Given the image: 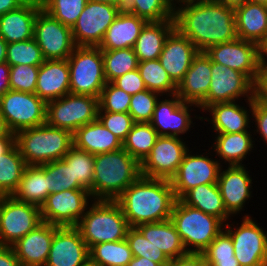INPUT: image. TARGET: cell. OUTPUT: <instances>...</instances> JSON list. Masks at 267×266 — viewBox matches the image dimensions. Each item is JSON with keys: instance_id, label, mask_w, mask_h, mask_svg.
<instances>
[{"instance_id": "cell-49", "label": "cell", "mask_w": 267, "mask_h": 266, "mask_svg": "<svg viewBox=\"0 0 267 266\" xmlns=\"http://www.w3.org/2000/svg\"><path fill=\"white\" fill-rule=\"evenodd\" d=\"M160 94L148 89L132 95L128 113L134 122H150Z\"/></svg>"}, {"instance_id": "cell-41", "label": "cell", "mask_w": 267, "mask_h": 266, "mask_svg": "<svg viewBox=\"0 0 267 266\" xmlns=\"http://www.w3.org/2000/svg\"><path fill=\"white\" fill-rule=\"evenodd\" d=\"M102 56L106 82H113L138 67L139 61L134 48L102 50Z\"/></svg>"}, {"instance_id": "cell-46", "label": "cell", "mask_w": 267, "mask_h": 266, "mask_svg": "<svg viewBox=\"0 0 267 266\" xmlns=\"http://www.w3.org/2000/svg\"><path fill=\"white\" fill-rule=\"evenodd\" d=\"M6 62L10 66L20 64L40 66L44 58L36 40L31 38L26 41L7 43Z\"/></svg>"}, {"instance_id": "cell-12", "label": "cell", "mask_w": 267, "mask_h": 266, "mask_svg": "<svg viewBox=\"0 0 267 266\" xmlns=\"http://www.w3.org/2000/svg\"><path fill=\"white\" fill-rule=\"evenodd\" d=\"M241 222L239 227L224 224L232 238L235 258L240 266H267V231L247 214Z\"/></svg>"}, {"instance_id": "cell-65", "label": "cell", "mask_w": 267, "mask_h": 266, "mask_svg": "<svg viewBox=\"0 0 267 266\" xmlns=\"http://www.w3.org/2000/svg\"><path fill=\"white\" fill-rule=\"evenodd\" d=\"M128 0H112V5H117L121 9H124L127 5Z\"/></svg>"}, {"instance_id": "cell-48", "label": "cell", "mask_w": 267, "mask_h": 266, "mask_svg": "<svg viewBox=\"0 0 267 266\" xmlns=\"http://www.w3.org/2000/svg\"><path fill=\"white\" fill-rule=\"evenodd\" d=\"M132 95L107 82L99 96V110L113 113H127Z\"/></svg>"}, {"instance_id": "cell-42", "label": "cell", "mask_w": 267, "mask_h": 266, "mask_svg": "<svg viewBox=\"0 0 267 266\" xmlns=\"http://www.w3.org/2000/svg\"><path fill=\"white\" fill-rule=\"evenodd\" d=\"M123 10L147 22L174 19L173 0H128Z\"/></svg>"}, {"instance_id": "cell-58", "label": "cell", "mask_w": 267, "mask_h": 266, "mask_svg": "<svg viewBox=\"0 0 267 266\" xmlns=\"http://www.w3.org/2000/svg\"><path fill=\"white\" fill-rule=\"evenodd\" d=\"M27 0H0V15L18 9Z\"/></svg>"}, {"instance_id": "cell-24", "label": "cell", "mask_w": 267, "mask_h": 266, "mask_svg": "<svg viewBox=\"0 0 267 266\" xmlns=\"http://www.w3.org/2000/svg\"><path fill=\"white\" fill-rule=\"evenodd\" d=\"M210 82L211 58L205 52L199 51L178 84L176 95L183 102L199 106L207 98Z\"/></svg>"}, {"instance_id": "cell-64", "label": "cell", "mask_w": 267, "mask_h": 266, "mask_svg": "<svg viewBox=\"0 0 267 266\" xmlns=\"http://www.w3.org/2000/svg\"><path fill=\"white\" fill-rule=\"evenodd\" d=\"M260 63H266L267 64V38L260 45Z\"/></svg>"}, {"instance_id": "cell-30", "label": "cell", "mask_w": 267, "mask_h": 266, "mask_svg": "<svg viewBox=\"0 0 267 266\" xmlns=\"http://www.w3.org/2000/svg\"><path fill=\"white\" fill-rule=\"evenodd\" d=\"M234 11L238 38L260 46L267 38V6L248 1Z\"/></svg>"}, {"instance_id": "cell-9", "label": "cell", "mask_w": 267, "mask_h": 266, "mask_svg": "<svg viewBox=\"0 0 267 266\" xmlns=\"http://www.w3.org/2000/svg\"><path fill=\"white\" fill-rule=\"evenodd\" d=\"M47 103L35 93L8 90L0 97V114L11 133L46 123Z\"/></svg>"}, {"instance_id": "cell-43", "label": "cell", "mask_w": 267, "mask_h": 266, "mask_svg": "<svg viewBox=\"0 0 267 266\" xmlns=\"http://www.w3.org/2000/svg\"><path fill=\"white\" fill-rule=\"evenodd\" d=\"M209 266H240L234 256V246L230 234L223 229L202 252Z\"/></svg>"}, {"instance_id": "cell-28", "label": "cell", "mask_w": 267, "mask_h": 266, "mask_svg": "<svg viewBox=\"0 0 267 266\" xmlns=\"http://www.w3.org/2000/svg\"><path fill=\"white\" fill-rule=\"evenodd\" d=\"M146 22L145 19L122 9L108 27L98 47L101 50L133 48Z\"/></svg>"}, {"instance_id": "cell-32", "label": "cell", "mask_w": 267, "mask_h": 266, "mask_svg": "<svg viewBox=\"0 0 267 266\" xmlns=\"http://www.w3.org/2000/svg\"><path fill=\"white\" fill-rule=\"evenodd\" d=\"M136 228L171 261L187 254L173 222L169 219L157 223H143Z\"/></svg>"}, {"instance_id": "cell-45", "label": "cell", "mask_w": 267, "mask_h": 266, "mask_svg": "<svg viewBox=\"0 0 267 266\" xmlns=\"http://www.w3.org/2000/svg\"><path fill=\"white\" fill-rule=\"evenodd\" d=\"M88 0H40L42 9L67 27H72Z\"/></svg>"}, {"instance_id": "cell-50", "label": "cell", "mask_w": 267, "mask_h": 266, "mask_svg": "<svg viewBox=\"0 0 267 266\" xmlns=\"http://www.w3.org/2000/svg\"><path fill=\"white\" fill-rule=\"evenodd\" d=\"M39 66L15 65L10 66V88L14 91L35 93Z\"/></svg>"}, {"instance_id": "cell-15", "label": "cell", "mask_w": 267, "mask_h": 266, "mask_svg": "<svg viewBox=\"0 0 267 266\" xmlns=\"http://www.w3.org/2000/svg\"><path fill=\"white\" fill-rule=\"evenodd\" d=\"M93 199L87 190L50 193L40 207L42 222L59 227L77 226Z\"/></svg>"}, {"instance_id": "cell-8", "label": "cell", "mask_w": 267, "mask_h": 266, "mask_svg": "<svg viewBox=\"0 0 267 266\" xmlns=\"http://www.w3.org/2000/svg\"><path fill=\"white\" fill-rule=\"evenodd\" d=\"M98 110L99 98L70 93L47 102L46 123L74 133L83 125L97 120Z\"/></svg>"}, {"instance_id": "cell-17", "label": "cell", "mask_w": 267, "mask_h": 266, "mask_svg": "<svg viewBox=\"0 0 267 266\" xmlns=\"http://www.w3.org/2000/svg\"><path fill=\"white\" fill-rule=\"evenodd\" d=\"M121 10L117 5L88 0L77 22L72 27L73 40L76 46H99L108 27Z\"/></svg>"}, {"instance_id": "cell-1", "label": "cell", "mask_w": 267, "mask_h": 266, "mask_svg": "<svg viewBox=\"0 0 267 266\" xmlns=\"http://www.w3.org/2000/svg\"><path fill=\"white\" fill-rule=\"evenodd\" d=\"M174 19L175 27L200 52L238 38L234 8L214 0L175 1Z\"/></svg>"}, {"instance_id": "cell-62", "label": "cell", "mask_w": 267, "mask_h": 266, "mask_svg": "<svg viewBox=\"0 0 267 266\" xmlns=\"http://www.w3.org/2000/svg\"><path fill=\"white\" fill-rule=\"evenodd\" d=\"M214 1L221 3L227 7H231V8L235 9L239 6H242L243 4L248 2L249 0H214Z\"/></svg>"}, {"instance_id": "cell-11", "label": "cell", "mask_w": 267, "mask_h": 266, "mask_svg": "<svg viewBox=\"0 0 267 266\" xmlns=\"http://www.w3.org/2000/svg\"><path fill=\"white\" fill-rule=\"evenodd\" d=\"M256 85L243 73L211 60V82L207 98L199 105L203 111L215 103L254 99Z\"/></svg>"}, {"instance_id": "cell-10", "label": "cell", "mask_w": 267, "mask_h": 266, "mask_svg": "<svg viewBox=\"0 0 267 266\" xmlns=\"http://www.w3.org/2000/svg\"><path fill=\"white\" fill-rule=\"evenodd\" d=\"M42 223L40 207L0 196V245L12 246Z\"/></svg>"}, {"instance_id": "cell-23", "label": "cell", "mask_w": 267, "mask_h": 266, "mask_svg": "<svg viewBox=\"0 0 267 266\" xmlns=\"http://www.w3.org/2000/svg\"><path fill=\"white\" fill-rule=\"evenodd\" d=\"M245 102H247L249 109L245 106H240L236 101L215 103L204 110V112L210 113L211 119L203 116H198L196 119L209 121L212 124L211 129H214L216 134L250 131L252 99Z\"/></svg>"}, {"instance_id": "cell-61", "label": "cell", "mask_w": 267, "mask_h": 266, "mask_svg": "<svg viewBox=\"0 0 267 266\" xmlns=\"http://www.w3.org/2000/svg\"><path fill=\"white\" fill-rule=\"evenodd\" d=\"M0 138H15V134L9 131L5 123V120L1 114H0Z\"/></svg>"}, {"instance_id": "cell-35", "label": "cell", "mask_w": 267, "mask_h": 266, "mask_svg": "<svg viewBox=\"0 0 267 266\" xmlns=\"http://www.w3.org/2000/svg\"><path fill=\"white\" fill-rule=\"evenodd\" d=\"M14 198L41 207L49 196L45 170L40 165H27Z\"/></svg>"}, {"instance_id": "cell-19", "label": "cell", "mask_w": 267, "mask_h": 266, "mask_svg": "<svg viewBox=\"0 0 267 266\" xmlns=\"http://www.w3.org/2000/svg\"><path fill=\"white\" fill-rule=\"evenodd\" d=\"M162 99L159 98L157 101L149 123L159 136L181 137L194 126L190 114L191 110L193 111L191 107L199 108V106L183 102L176 94L166 96L165 99L162 97Z\"/></svg>"}, {"instance_id": "cell-57", "label": "cell", "mask_w": 267, "mask_h": 266, "mask_svg": "<svg viewBox=\"0 0 267 266\" xmlns=\"http://www.w3.org/2000/svg\"><path fill=\"white\" fill-rule=\"evenodd\" d=\"M9 77L10 65L7 62L0 63V97L11 90Z\"/></svg>"}, {"instance_id": "cell-13", "label": "cell", "mask_w": 267, "mask_h": 266, "mask_svg": "<svg viewBox=\"0 0 267 266\" xmlns=\"http://www.w3.org/2000/svg\"><path fill=\"white\" fill-rule=\"evenodd\" d=\"M34 39L44 60H65L76 47L72 29L49 15L42 8L34 23Z\"/></svg>"}, {"instance_id": "cell-36", "label": "cell", "mask_w": 267, "mask_h": 266, "mask_svg": "<svg viewBox=\"0 0 267 266\" xmlns=\"http://www.w3.org/2000/svg\"><path fill=\"white\" fill-rule=\"evenodd\" d=\"M26 166L16 144L8 152L0 155V196L14 193Z\"/></svg>"}, {"instance_id": "cell-53", "label": "cell", "mask_w": 267, "mask_h": 266, "mask_svg": "<svg viewBox=\"0 0 267 266\" xmlns=\"http://www.w3.org/2000/svg\"><path fill=\"white\" fill-rule=\"evenodd\" d=\"M112 83L130 95H134L147 89L138 69L125 73L116 78Z\"/></svg>"}, {"instance_id": "cell-52", "label": "cell", "mask_w": 267, "mask_h": 266, "mask_svg": "<svg viewBox=\"0 0 267 266\" xmlns=\"http://www.w3.org/2000/svg\"><path fill=\"white\" fill-rule=\"evenodd\" d=\"M252 118L256 123V129L253 130L254 134H260L261 139L267 143V102L258 98L257 96L252 99ZM256 131V133H255Z\"/></svg>"}, {"instance_id": "cell-56", "label": "cell", "mask_w": 267, "mask_h": 266, "mask_svg": "<svg viewBox=\"0 0 267 266\" xmlns=\"http://www.w3.org/2000/svg\"><path fill=\"white\" fill-rule=\"evenodd\" d=\"M256 96L267 102V64L261 63L260 77L256 84Z\"/></svg>"}, {"instance_id": "cell-7", "label": "cell", "mask_w": 267, "mask_h": 266, "mask_svg": "<svg viewBox=\"0 0 267 266\" xmlns=\"http://www.w3.org/2000/svg\"><path fill=\"white\" fill-rule=\"evenodd\" d=\"M67 61L70 93L99 98L107 83L102 50L98 46H76Z\"/></svg>"}, {"instance_id": "cell-26", "label": "cell", "mask_w": 267, "mask_h": 266, "mask_svg": "<svg viewBox=\"0 0 267 266\" xmlns=\"http://www.w3.org/2000/svg\"><path fill=\"white\" fill-rule=\"evenodd\" d=\"M41 8L40 0H27L18 9L0 15V37L7 43L34 38V23Z\"/></svg>"}, {"instance_id": "cell-60", "label": "cell", "mask_w": 267, "mask_h": 266, "mask_svg": "<svg viewBox=\"0 0 267 266\" xmlns=\"http://www.w3.org/2000/svg\"><path fill=\"white\" fill-rule=\"evenodd\" d=\"M15 145V138H0V155L8 152Z\"/></svg>"}, {"instance_id": "cell-67", "label": "cell", "mask_w": 267, "mask_h": 266, "mask_svg": "<svg viewBox=\"0 0 267 266\" xmlns=\"http://www.w3.org/2000/svg\"><path fill=\"white\" fill-rule=\"evenodd\" d=\"M90 1L100 2V3H103V4H111L112 5V0H90Z\"/></svg>"}, {"instance_id": "cell-3", "label": "cell", "mask_w": 267, "mask_h": 266, "mask_svg": "<svg viewBox=\"0 0 267 266\" xmlns=\"http://www.w3.org/2000/svg\"><path fill=\"white\" fill-rule=\"evenodd\" d=\"M141 176V164L126 150L94 155L93 200H116Z\"/></svg>"}, {"instance_id": "cell-14", "label": "cell", "mask_w": 267, "mask_h": 266, "mask_svg": "<svg viewBox=\"0 0 267 266\" xmlns=\"http://www.w3.org/2000/svg\"><path fill=\"white\" fill-rule=\"evenodd\" d=\"M213 62L245 74L255 85L260 77V46L254 42L235 39L211 46L205 51Z\"/></svg>"}, {"instance_id": "cell-33", "label": "cell", "mask_w": 267, "mask_h": 266, "mask_svg": "<svg viewBox=\"0 0 267 266\" xmlns=\"http://www.w3.org/2000/svg\"><path fill=\"white\" fill-rule=\"evenodd\" d=\"M250 131L240 133L216 134L211 151L213 150L227 166H245L243 160L253 150L255 141ZM254 143V144H253ZM214 147V148H212Z\"/></svg>"}, {"instance_id": "cell-38", "label": "cell", "mask_w": 267, "mask_h": 266, "mask_svg": "<svg viewBox=\"0 0 267 266\" xmlns=\"http://www.w3.org/2000/svg\"><path fill=\"white\" fill-rule=\"evenodd\" d=\"M158 137L157 131L149 122H135L123 142V149L141 164L150 154Z\"/></svg>"}, {"instance_id": "cell-34", "label": "cell", "mask_w": 267, "mask_h": 266, "mask_svg": "<svg viewBox=\"0 0 267 266\" xmlns=\"http://www.w3.org/2000/svg\"><path fill=\"white\" fill-rule=\"evenodd\" d=\"M180 200L188 206L213 215L226 224L231 218L227 212L218 184L199 185L187 191Z\"/></svg>"}, {"instance_id": "cell-55", "label": "cell", "mask_w": 267, "mask_h": 266, "mask_svg": "<svg viewBox=\"0 0 267 266\" xmlns=\"http://www.w3.org/2000/svg\"><path fill=\"white\" fill-rule=\"evenodd\" d=\"M0 266H22L12 246L0 245Z\"/></svg>"}, {"instance_id": "cell-44", "label": "cell", "mask_w": 267, "mask_h": 266, "mask_svg": "<svg viewBox=\"0 0 267 266\" xmlns=\"http://www.w3.org/2000/svg\"><path fill=\"white\" fill-rule=\"evenodd\" d=\"M40 166L45 170L49 194L70 189L85 190L77 182H73L72 169L62 159Z\"/></svg>"}, {"instance_id": "cell-4", "label": "cell", "mask_w": 267, "mask_h": 266, "mask_svg": "<svg viewBox=\"0 0 267 266\" xmlns=\"http://www.w3.org/2000/svg\"><path fill=\"white\" fill-rule=\"evenodd\" d=\"M15 144L26 165H42L65 156L73 146V133L45 123L17 132Z\"/></svg>"}, {"instance_id": "cell-51", "label": "cell", "mask_w": 267, "mask_h": 266, "mask_svg": "<svg viewBox=\"0 0 267 266\" xmlns=\"http://www.w3.org/2000/svg\"><path fill=\"white\" fill-rule=\"evenodd\" d=\"M97 119L105 128L110 130L122 142L126 140L128 133L135 123L128 112L113 113L107 111H98Z\"/></svg>"}, {"instance_id": "cell-59", "label": "cell", "mask_w": 267, "mask_h": 266, "mask_svg": "<svg viewBox=\"0 0 267 266\" xmlns=\"http://www.w3.org/2000/svg\"><path fill=\"white\" fill-rule=\"evenodd\" d=\"M127 266H160L158 263L145 257H134Z\"/></svg>"}, {"instance_id": "cell-16", "label": "cell", "mask_w": 267, "mask_h": 266, "mask_svg": "<svg viewBox=\"0 0 267 266\" xmlns=\"http://www.w3.org/2000/svg\"><path fill=\"white\" fill-rule=\"evenodd\" d=\"M191 152L188 150L185 153L176 174L170 179L176 199H180L187 191L199 185L216 184L223 168L220 159L217 161L216 157L213 159L207 154L205 156Z\"/></svg>"}, {"instance_id": "cell-39", "label": "cell", "mask_w": 267, "mask_h": 266, "mask_svg": "<svg viewBox=\"0 0 267 266\" xmlns=\"http://www.w3.org/2000/svg\"><path fill=\"white\" fill-rule=\"evenodd\" d=\"M146 88L161 96L176 94L177 85L162 67L158 59L138 62L137 67Z\"/></svg>"}, {"instance_id": "cell-66", "label": "cell", "mask_w": 267, "mask_h": 266, "mask_svg": "<svg viewBox=\"0 0 267 266\" xmlns=\"http://www.w3.org/2000/svg\"><path fill=\"white\" fill-rule=\"evenodd\" d=\"M249 1L267 6V0H249Z\"/></svg>"}, {"instance_id": "cell-37", "label": "cell", "mask_w": 267, "mask_h": 266, "mask_svg": "<svg viewBox=\"0 0 267 266\" xmlns=\"http://www.w3.org/2000/svg\"><path fill=\"white\" fill-rule=\"evenodd\" d=\"M133 255L126 239L103 242L89 249V260L99 266H127Z\"/></svg>"}, {"instance_id": "cell-63", "label": "cell", "mask_w": 267, "mask_h": 266, "mask_svg": "<svg viewBox=\"0 0 267 266\" xmlns=\"http://www.w3.org/2000/svg\"><path fill=\"white\" fill-rule=\"evenodd\" d=\"M7 57V42L0 37V63L6 62Z\"/></svg>"}, {"instance_id": "cell-22", "label": "cell", "mask_w": 267, "mask_h": 266, "mask_svg": "<svg viewBox=\"0 0 267 266\" xmlns=\"http://www.w3.org/2000/svg\"><path fill=\"white\" fill-rule=\"evenodd\" d=\"M221 168L217 181L225 208L233 217L243 211L245 203L252 196V178L244 166Z\"/></svg>"}, {"instance_id": "cell-29", "label": "cell", "mask_w": 267, "mask_h": 266, "mask_svg": "<svg viewBox=\"0 0 267 266\" xmlns=\"http://www.w3.org/2000/svg\"><path fill=\"white\" fill-rule=\"evenodd\" d=\"M73 146L93 155L123 148V142L97 119L73 133Z\"/></svg>"}, {"instance_id": "cell-25", "label": "cell", "mask_w": 267, "mask_h": 266, "mask_svg": "<svg viewBox=\"0 0 267 266\" xmlns=\"http://www.w3.org/2000/svg\"><path fill=\"white\" fill-rule=\"evenodd\" d=\"M58 227L42 222L12 245L22 266H45L51 242Z\"/></svg>"}, {"instance_id": "cell-18", "label": "cell", "mask_w": 267, "mask_h": 266, "mask_svg": "<svg viewBox=\"0 0 267 266\" xmlns=\"http://www.w3.org/2000/svg\"><path fill=\"white\" fill-rule=\"evenodd\" d=\"M181 138L159 136L150 154L141 163V176L170 180L189 150L188 144Z\"/></svg>"}, {"instance_id": "cell-2", "label": "cell", "mask_w": 267, "mask_h": 266, "mask_svg": "<svg viewBox=\"0 0 267 266\" xmlns=\"http://www.w3.org/2000/svg\"><path fill=\"white\" fill-rule=\"evenodd\" d=\"M116 201L129 227L169 220L176 201L170 180L140 176Z\"/></svg>"}, {"instance_id": "cell-47", "label": "cell", "mask_w": 267, "mask_h": 266, "mask_svg": "<svg viewBox=\"0 0 267 266\" xmlns=\"http://www.w3.org/2000/svg\"><path fill=\"white\" fill-rule=\"evenodd\" d=\"M126 240L128 241L134 257H145L158 263L160 266H168L170 260L161 249L155 247L136 227H129Z\"/></svg>"}, {"instance_id": "cell-40", "label": "cell", "mask_w": 267, "mask_h": 266, "mask_svg": "<svg viewBox=\"0 0 267 266\" xmlns=\"http://www.w3.org/2000/svg\"><path fill=\"white\" fill-rule=\"evenodd\" d=\"M62 160L71 167L73 182L89 191L93 199L94 155L72 146Z\"/></svg>"}, {"instance_id": "cell-27", "label": "cell", "mask_w": 267, "mask_h": 266, "mask_svg": "<svg viewBox=\"0 0 267 266\" xmlns=\"http://www.w3.org/2000/svg\"><path fill=\"white\" fill-rule=\"evenodd\" d=\"M35 94L46 103L70 94V69L67 59L44 60L39 66Z\"/></svg>"}, {"instance_id": "cell-68", "label": "cell", "mask_w": 267, "mask_h": 266, "mask_svg": "<svg viewBox=\"0 0 267 266\" xmlns=\"http://www.w3.org/2000/svg\"><path fill=\"white\" fill-rule=\"evenodd\" d=\"M82 266H99L98 264L92 263L90 260H88L84 265Z\"/></svg>"}, {"instance_id": "cell-54", "label": "cell", "mask_w": 267, "mask_h": 266, "mask_svg": "<svg viewBox=\"0 0 267 266\" xmlns=\"http://www.w3.org/2000/svg\"><path fill=\"white\" fill-rule=\"evenodd\" d=\"M168 266H208L202 253H187L170 261Z\"/></svg>"}, {"instance_id": "cell-6", "label": "cell", "mask_w": 267, "mask_h": 266, "mask_svg": "<svg viewBox=\"0 0 267 266\" xmlns=\"http://www.w3.org/2000/svg\"><path fill=\"white\" fill-rule=\"evenodd\" d=\"M170 220L179 233L187 253H202L224 229L217 217L176 199Z\"/></svg>"}, {"instance_id": "cell-5", "label": "cell", "mask_w": 267, "mask_h": 266, "mask_svg": "<svg viewBox=\"0 0 267 266\" xmlns=\"http://www.w3.org/2000/svg\"><path fill=\"white\" fill-rule=\"evenodd\" d=\"M76 226L88 249L103 242L126 239L129 228L116 200H93Z\"/></svg>"}, {"instance_id": "cell-31", "label": "cell", "mask_w": 267, "mask_h": 266, "mask_svg": "<svg viewBox=\"0 0 267 266\" xmlns=\"http://www.w3.org/2000/svg\"><path fill=\"white\" fill-rule=\"evenodd\" d=\"M174 28L175 19L146 22L133 47L138 61L158 59L167 36Z\"/></svg>"}, {"instance_id": "cell-21", "label": "cell", "mask_w": 267, "mask_h": 266, "mask_svg": "<svg viewBox=\"0 0 267 266\" xmlns=\"http://www.w3.org/2000/svg\"><path fill=\"white\" fill-rule=\"evenodd\" d=\"M198 52L192 41L175 27L167 36L158 60L178 86Z\"/></svg>"}, {"instance_id": "cell-20", "label": "cell", "mask_w": 267, "mask_h": 266, "mask_svg": "<svg viewBox=\"0 0 267 266\" xmlns=\"http://www.w3.org/2000/svg\"><path fill=\"white\" fill-rule=\"evenodd\" d=\"M89 249L76 226L58 227L51 242L45 266H82Z\"/></svg>"}]
</instances>
